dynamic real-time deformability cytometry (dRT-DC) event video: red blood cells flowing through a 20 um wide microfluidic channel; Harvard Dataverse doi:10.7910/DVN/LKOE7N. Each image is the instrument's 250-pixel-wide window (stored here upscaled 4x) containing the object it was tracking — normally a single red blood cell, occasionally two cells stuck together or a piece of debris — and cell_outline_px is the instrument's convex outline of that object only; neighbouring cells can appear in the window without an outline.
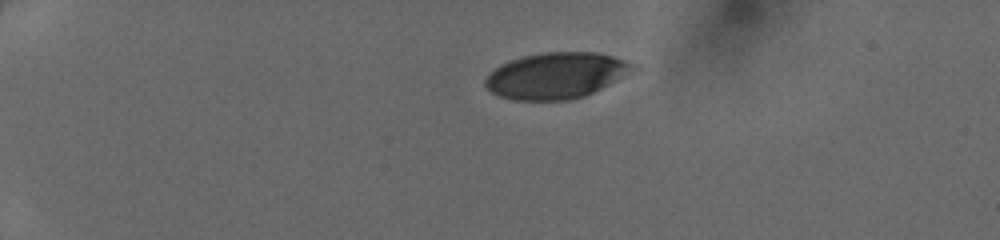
{"species": "human", "species_latin": "Homo sapiens", "temperature_condition": "cold", "stored_images_in_passage": 38, "camera_frame_rate_fps": 3000, "um_per_image_px": 0.085, "donor": {"sex": "female"}, "frame": {"image": 1, "passage_image": 1, "time_ms": 0.0, "image_size_px": [1000, 240], "cell_outline_px": [[640, 68], [584, 96], [568, 100], [512, 100], [500, 96], [484, 88], [484, 80], [500, 64], [524, 56], [544, 52], [596, 52], [612, 56], [636, 64]], "centroid_in_image_um": [47.28, 6.42], "position_along_channel_um": 37.7, "area_um2": 39.48}}
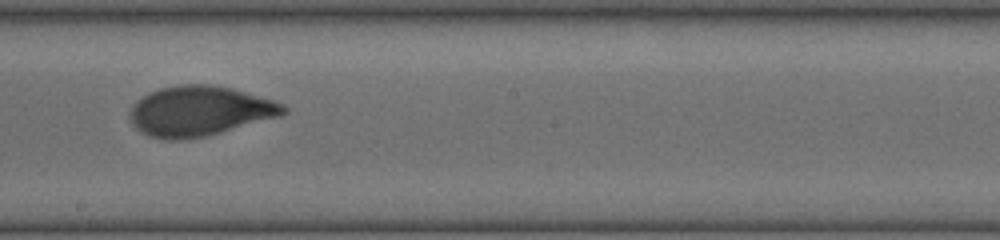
{"frame": {"image": 2, "passage_image": 20, "time_ms": 6.333, "image_size_px": [1000, 240], "cell_outline_px": [[288, 112], [280, 116], [220, 132], [204, 136], [168, 140], [152, 136], [140, 132], [132, 124], [128, 116], [128, 112], [132, 104], [140, 96], [148, 92], [160, 88], [180, 84], [212, 84], [232, 88], [272, 100], [284, 104], [288, 108]], "centroid_in_image_um": [16.92, 9.41], "position_along_channel_um": 231.3, "area_um2": 44.68}}
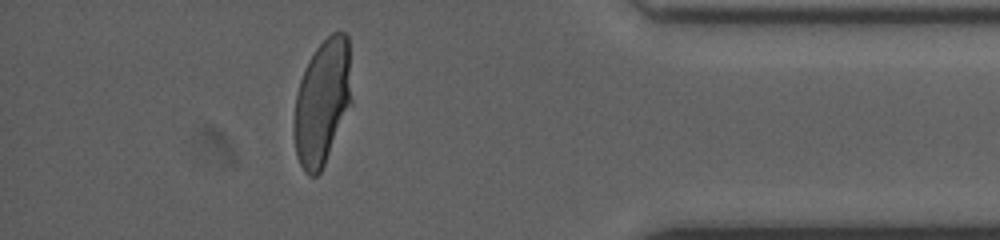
{"frame": {"image": 3, "passage_image": 34, "time_ms": 11.0, "image_size_px": [1000, 240], "cell_outline_px": [[352, 104], [324, 164], [320, 172], [316, 176], [308, 176], [304, 172], [296, 156], [292, 132], [292, 120], [296, 96], [300, 80], [308, 60], [316, 48], [332, 32], [344, 32], [348, 36], [352, 100]], "centroid_in_image_um": [27.37, 8.7], "position_along_channel_um": 407.8, "area_um2": 42.66}}